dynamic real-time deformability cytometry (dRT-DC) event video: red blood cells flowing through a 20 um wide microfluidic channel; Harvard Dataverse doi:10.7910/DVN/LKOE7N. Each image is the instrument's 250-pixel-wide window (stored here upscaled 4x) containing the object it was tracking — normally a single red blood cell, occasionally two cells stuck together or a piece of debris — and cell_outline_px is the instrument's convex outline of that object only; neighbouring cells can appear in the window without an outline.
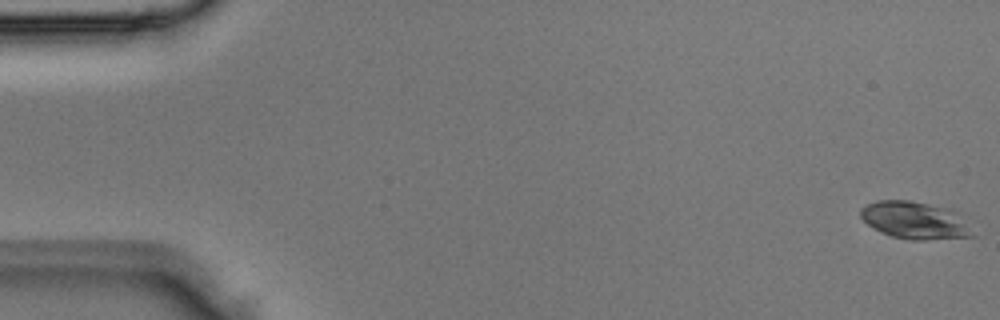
{"species": "Egyptian fruit bat (a non-hibernating species)", "species_latin": "Rousettus aegyptiacus", "temperature_condition": "room temperature", "stored_images_in_passage": 3, "camera_frame_rate_fps": 3000, "um_per_image_px": 0.085, "animal": {"sex": "male"}, "frame": {"image": 1, "passage_image": 1, "time_ms": 0.0, "image_size_px": [1000, 320], "cell_outline_px": [[976, 236], [924, 240], [916, 240], [892, 236], [868, 224], [860, 216], [860, 208], [868, 204], [880, 200], [908, 200], [956, 208], [960, 212]], "centroid_in_image_um": [77.86, 18.7], "position_along_channel_um": 7.1, "area_um2": 24.57}}